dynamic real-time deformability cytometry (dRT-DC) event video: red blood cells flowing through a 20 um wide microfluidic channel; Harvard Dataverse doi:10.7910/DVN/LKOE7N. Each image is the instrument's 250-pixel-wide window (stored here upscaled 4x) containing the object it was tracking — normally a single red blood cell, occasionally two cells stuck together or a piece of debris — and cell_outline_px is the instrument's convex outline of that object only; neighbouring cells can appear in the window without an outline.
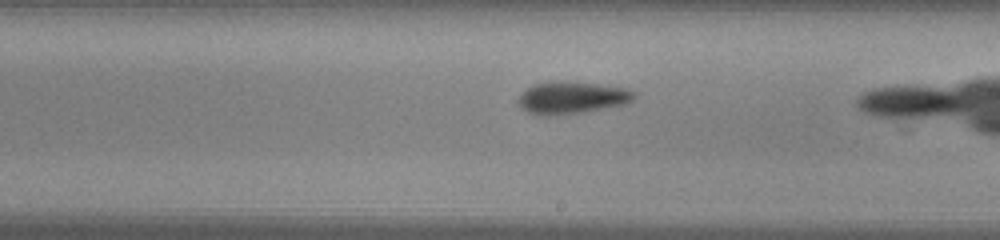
{"species": "common noctule bat (a hibernating species)", "species_latin": "Nyctalus noctula", "temperature_condition": "warm", "stored_images_in_passage": 29, "camera_frame_rate_fps": 3000, "um_per_image_px": 0.085, "animal": {"sex": "male", "body_mass_g": 13.0, "forearm_length_mm": 53.1}, "frame": {"image": 1, "passage_image": 25, "time_ms": 8.0, "image_size_px": [1000, 240], "cell_outline_px": [[636, 96], [628, 104], [580, 112], [552, 116], [536, 116], [528, 112], [520, 104], [520, 96], [532, 84], [552, 80], [564, 80], [600, 84], [628, 88], [636, 92]], "centroid_in_image_um": [48.65, 8.28], "position_along_channel_um": 240.4, "area_um2": 22.02}}